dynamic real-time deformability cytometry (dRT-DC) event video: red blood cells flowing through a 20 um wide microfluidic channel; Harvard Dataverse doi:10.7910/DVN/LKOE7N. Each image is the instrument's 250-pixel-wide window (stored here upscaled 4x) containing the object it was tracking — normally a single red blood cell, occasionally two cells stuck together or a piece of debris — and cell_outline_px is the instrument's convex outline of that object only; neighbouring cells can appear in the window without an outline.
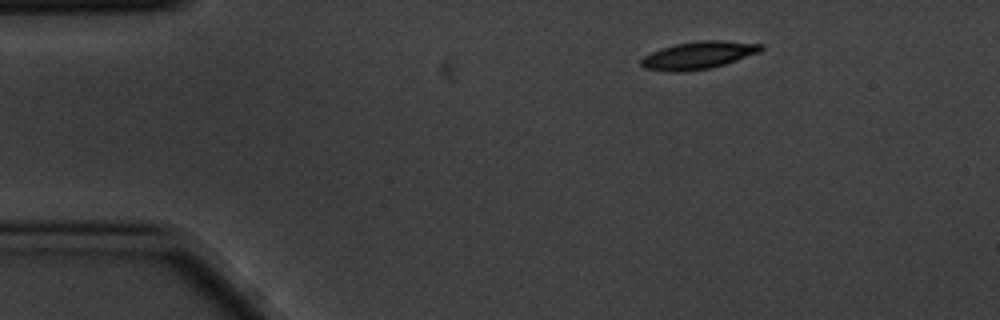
{"species": "common noctule bat (a hibernating species)", "species_latin": "Nyctalus noctula", "temperature_condition": "cold", "stored_images_in_passage": 2, "camera_frame_rate_fps": 3000, "um_per_image_px": 0.085, "animal": {"sex": "male", "body_mass_g": 20.1, "forearm_length_mm": 53.5}, "frame": {"image": 1, "passage_image": 1, "time_ms": 0.0, "image_size_px": [1000, 320], "cell_outline_px": [[764, 48], [760, 52], [724, 64], [708, 68], [688, 72], [668, 72], [644, 68], [640, 64], [640, 60], [644, 56], [652, 52], [676, 44], [700, 40], [724, 40], [764, 44]], "centroid_in_image_um": [59.37, 4.7], "position_along_channel_um": 25.6, "area_um2": 19.25}}